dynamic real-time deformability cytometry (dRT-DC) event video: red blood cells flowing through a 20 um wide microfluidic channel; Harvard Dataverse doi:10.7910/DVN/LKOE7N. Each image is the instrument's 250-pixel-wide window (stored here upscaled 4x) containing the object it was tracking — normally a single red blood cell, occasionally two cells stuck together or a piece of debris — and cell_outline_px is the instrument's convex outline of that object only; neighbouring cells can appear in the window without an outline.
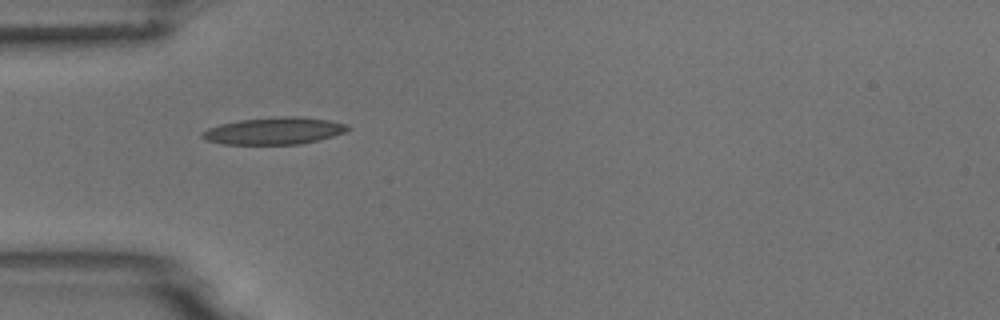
{"species": "common noctule bat (a hibernating species)", "species_latin": "Nyctalus noctula", "temperature_condition": "room temperature", "stored_images_in_passage": 6, "camera_frame_rate_fps": 3000, "um_per_image_px": 0.085, "animal": {"sex": "male", "body_mass_g": 18.8}, "frame": {"image": 1, "passage_image": 1, "time_ms": 0.0, "image_size_px": [1000, 320], "cell_outline_px": [[352, 128], [344, 132], [332, 136], [300, 144], [224, 144], [204, 140], [200, 136], [200, 132], [208, 128], [220, 124], [240, 120], [284, 116], [296, 116], [328, 120], [348, 124]], "centroid_in_image_um": [23.27, 11.12], "position_along_channel_um": 61.7, "area_um2": 22.89}}
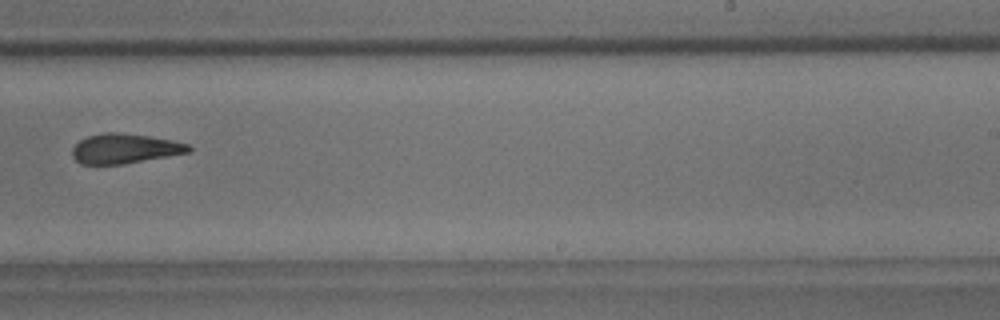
{"frame": {"image": 2, "passage_image": 6, "time_ms": 5.667, "image_size_px": [1000, 320], "cell_outline_px": [[192, 152], [124, 164], [80, 164], [72, 156], [72, 148], [80, 140], [88, 136], [104, 132], [116, 132], [148, 136], [172, 140], [188, 144], [192, 148]], "centroid_in_image_um": [10.61, 12.63], "position_along_channel_um": 278.4, "area_um2": 20.23}}